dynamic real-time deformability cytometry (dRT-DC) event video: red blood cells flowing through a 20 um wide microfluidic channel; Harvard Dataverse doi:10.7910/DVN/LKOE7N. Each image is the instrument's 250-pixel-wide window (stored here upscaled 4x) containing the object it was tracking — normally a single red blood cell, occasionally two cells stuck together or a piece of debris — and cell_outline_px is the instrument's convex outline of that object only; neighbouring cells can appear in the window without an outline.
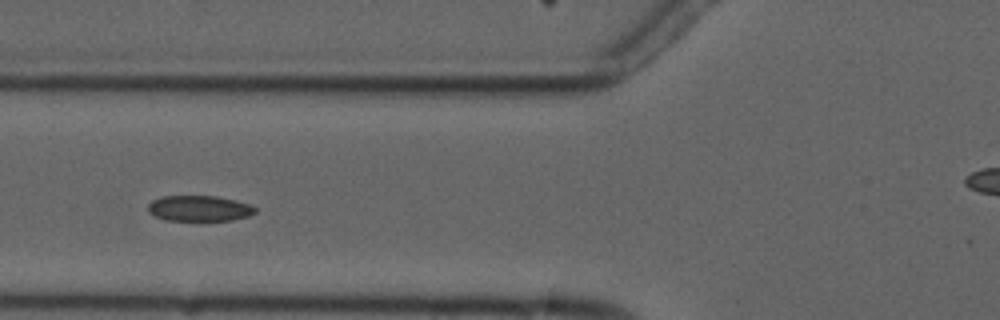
{"species": "common noctule bat (a hibernating species)", "species_latin": "Nyctalus noctula", "temperature_condition": "cold", "stored_images_in_passage": 10, "camera_frame_rate_fps": 3000, "um_per_image_px": 0.085, "animal": {"sex": "male", "forearm_length_mm": 52.5}, "frame": {"image": 1, "passage_image": 5, "time_ms": 4.667, "image_size_px": [1000, 320], "cell_outline_px": [[256, 212], [248, 216], [232, 220], [164, 220], [148, 212], [148, 204], [152, 200], [160, 196], [216, 196], [236, 200], [248, 204], [256, 208]], "centroid_in_image_um": [16.92, 17.7], "position_along_channel_um": 108.9, "area_um2": 16.01}}
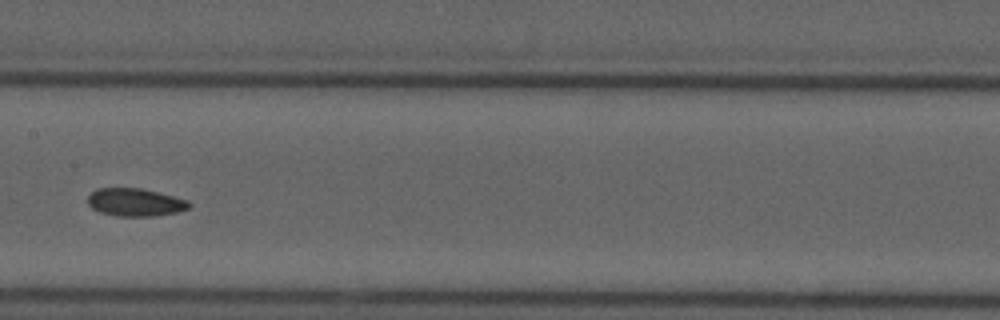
{"frame": {"image": 2, "passage_image": 7, "time_ms": 7.0, "image_size_px": [1000, 320], "cell_outline_px": [[192, 204], [188, 208], [176, 212], [152, 216], [116, 216], [100, 212], [92, 208], [88, 204], [88, 196], [96, 188], [140, 188], [188, 200]], "centroid_in_image_um": [11.46, 17.19], "position_along_channel_um": 195.9, "area_um2": 16.3}}
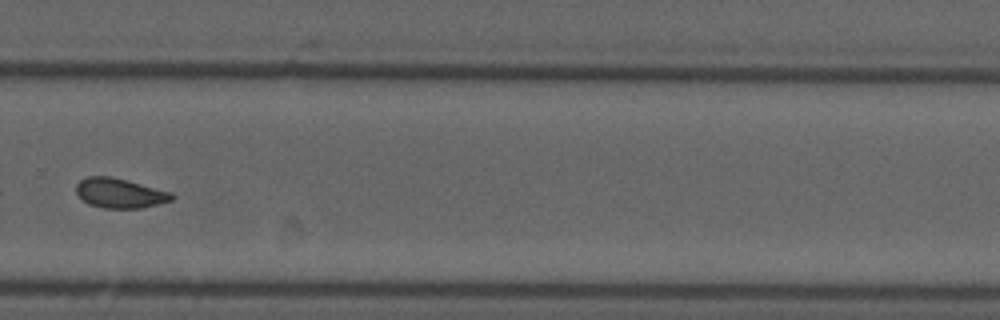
{"frame": {"image": 3, "passage_image": 10, "time_ms": 10.333, "image_size_px": [1000, 320], "cell_outline_px": [[176, 196], [172, 200], [160, 204], [140, 208], [104, 208], [88, 204], [76, 192], [76, 184], [80, 180], [88, 176], [108, 176], [172, 192]], "centroid_in_image_um": [10.2, 16.43], "position_along_channel_um": 319.6, "area_um2": 16.42}}